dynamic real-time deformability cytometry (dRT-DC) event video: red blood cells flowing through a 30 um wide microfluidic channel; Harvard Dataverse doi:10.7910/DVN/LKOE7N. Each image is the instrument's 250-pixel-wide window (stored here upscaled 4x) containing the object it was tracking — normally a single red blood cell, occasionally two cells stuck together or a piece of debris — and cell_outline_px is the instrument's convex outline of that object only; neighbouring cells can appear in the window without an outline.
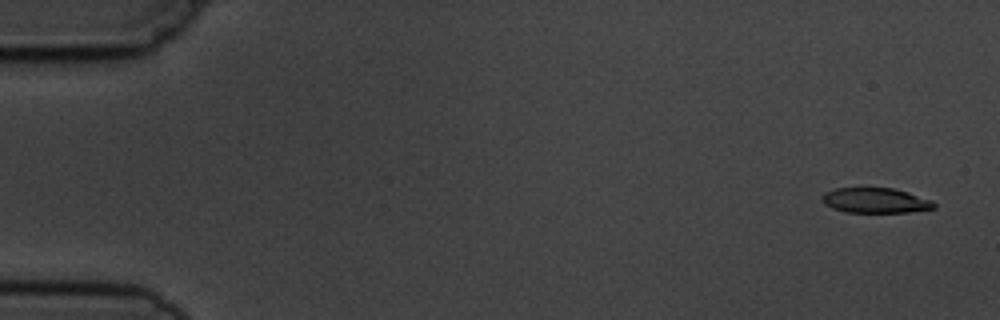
{"species": "common noctule bat (a hibernating species)", "species_latin": "Nyctalus noctula", "temperature_condition": "cold", "stored_images_in_passage": 3, "camera_frame_rate_fps": 3000, "um_per_image_px": 0.085, "animal": {"sex": "male", "body_mass_g": 19.5, "forearm_length_mm": 54.6}, "frame": {"image": 1, "passage_image": 1, "time_ms": 0.0, "image_size_px": [1000, 320], "cell_outline_px": [[936, 208], [908, 212], [844, 212], [832, 208], [824, 204], [820, 196], [824, 192], [836, 188], [892, 188], [908, 192], [932, 200], [936, 204]], "centroid_in_image_um": [74.39, 17.04], "position_along_channel_um": 10.6, "area_um2": 16.47}}